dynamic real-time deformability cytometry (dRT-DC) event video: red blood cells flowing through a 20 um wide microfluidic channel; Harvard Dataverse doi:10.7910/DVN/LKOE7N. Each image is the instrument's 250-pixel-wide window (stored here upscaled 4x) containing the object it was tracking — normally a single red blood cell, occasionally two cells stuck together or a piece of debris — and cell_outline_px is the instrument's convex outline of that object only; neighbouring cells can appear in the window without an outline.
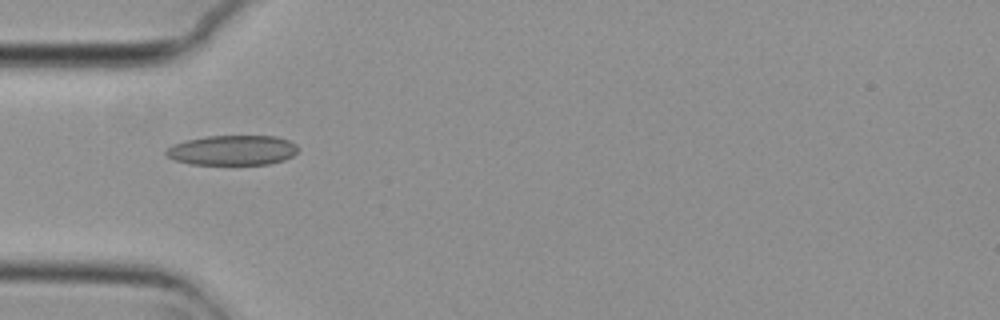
{"species": "common noctule bat (a hibernating species)", "species_latin": "Nyctalus noctula", "temperature_condition": "cold", "stored_images_in_passage": 2, "camera_frame_rate_fps": 3000, "um_per_image_px": 0.085, "animal": {"sex": "female", "body_mass_g": 29.2, "forearm_length_mm": 56.3}, "frame": {"image": 1, "passage_image": 1, "time_ms": 0.0, "image_size_px": [1000, 320], "cell_outline_px": [[296, 152], [292, 156], [284, 160], [268, 164], [188, 164], [176, 160], [168, 156], [164, 152], [172, 144], [204, 136], [276, 136], [288, 140], [296, 144]], "centroid_in_image_um": [19.75, 12.76], "position_along_channel_um": 65.3, "area_um2": 22.89}}
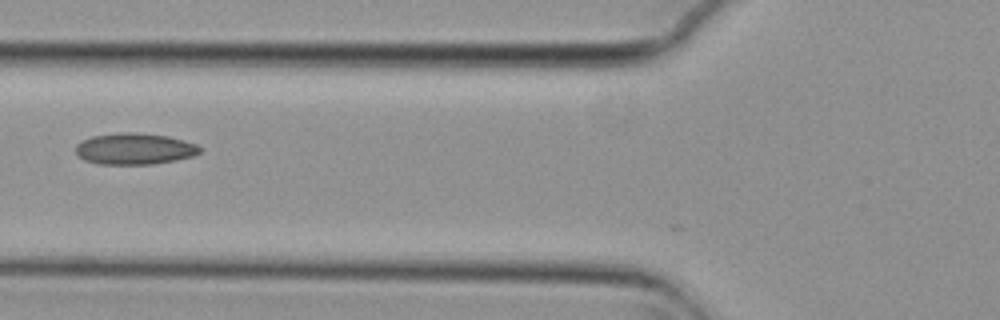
{"frame": {"image": 2, "passage_image": 2, "time_ms": 0.333, "image_size_px": [1000, 320], "cell_outline_px": [[200, 152], [192, 156], [176, 160], [152, 164], [96, 164], [84, 160], [76, 152], [76, 144], [80, 140], [92, 136], [120, 132], [136, 132], [168, 136], [184, 140], [196, 144], [200, 148]], "centroid_in_image_um": [11.41, 12.64], "position_along_channel_um": 114.4, "area_um2": 22.77}}